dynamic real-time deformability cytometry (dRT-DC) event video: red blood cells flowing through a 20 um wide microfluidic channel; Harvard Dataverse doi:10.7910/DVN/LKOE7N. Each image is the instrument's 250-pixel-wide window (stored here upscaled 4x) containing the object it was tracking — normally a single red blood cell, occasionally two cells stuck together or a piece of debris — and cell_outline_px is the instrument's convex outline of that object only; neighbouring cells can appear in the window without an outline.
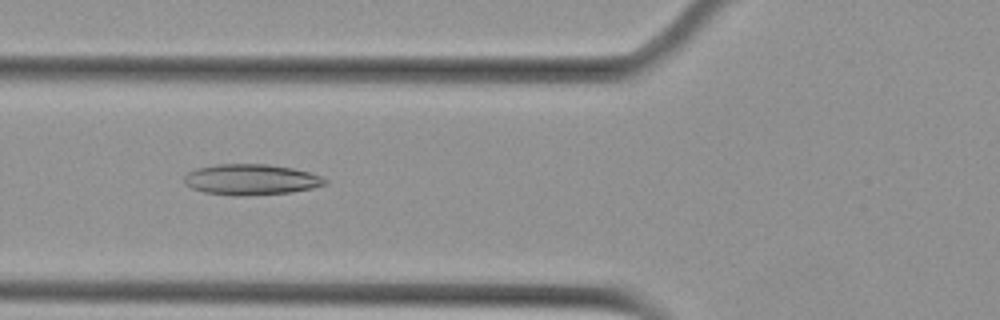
{"species": "Egyptian fruit bat (a non-hibernating species)", "species_latin": "Rousettus aegyptiacus", "temperature_condition": "cold", "stored_images_in_passage": 7, "camera_frame_rate_fps": 3000, "um_per_image_px": 0.085, "animal": {"sex": "female"}, "frame": {"image": 1, "passage_image": 6, "time_ms": 1.667, "image_size_px": [1000, 320], "cell_outline_px": [[328, 184], [312, 188], [292, 192], [240, 196], [236, 196], [204, 192], [192, 188], [184, 180], [184, 176], [188, 172], [196, 168], [216, 164], [268, 164], [292, 168], [308, 172], [320, 176], [328, 180]], "centroid_in_image_um": [21.35, 15.26], "position_along_channel_um": 104.4, "area_um2": 25.2}}
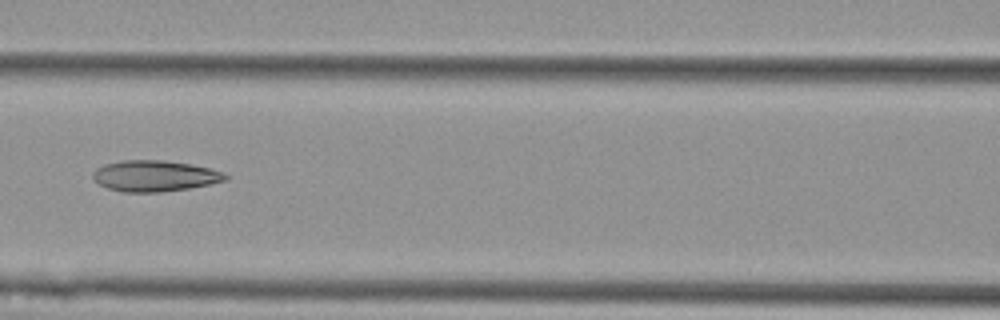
{"frame": {"image": 2, "passage_image": 7, "time_ms": 2.0, "image_size_px": [1000, 320], "cell_outline_px": [[228, 180], [188, 188], [160, 192], [124, 192], [108, 188], [100, 184], [92, 176], [92, 172], [96, 168], [104, 164], [124, 160], [164, 160], [212, 168], [224, 172], [228, 176]], "centroid_in_image_um": [13.16, 14.95], "position_along_channel_um": 153.4, "area_um2": 23.87}}